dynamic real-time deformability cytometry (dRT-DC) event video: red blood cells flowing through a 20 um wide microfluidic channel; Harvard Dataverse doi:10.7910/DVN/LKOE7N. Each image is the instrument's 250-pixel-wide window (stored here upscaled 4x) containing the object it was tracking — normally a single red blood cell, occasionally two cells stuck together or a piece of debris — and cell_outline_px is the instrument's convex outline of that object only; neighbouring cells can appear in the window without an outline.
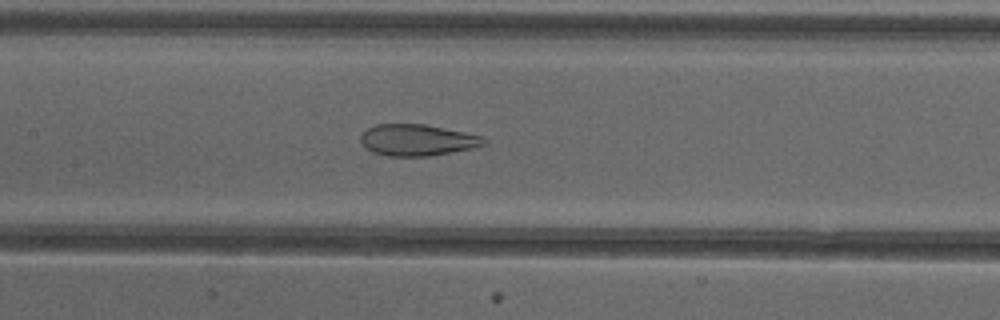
{"species": "common noctule bat (a hibernating species)", "species_latin": "Nyctalus noctula", "temperature_condition": "cold", "stored_images_in_passage": 51, "camera_frame_rate_fps": 3000, "um_per_image_px": 0.085, "animal": {"sex": "female"}, "frame": {"image": 1, "passage_image": 24, "time_ms": 7.667, "image_size_px": [1000, 320], "cell_outline_px": [[488, 140], [484, 144], [472, 148], [428, 156], [388, 156], [372, 152], [360, 140], [360, 136], [368, 128], [376, 124], [424, 124], [484, 136]], "centroid_in_image_um": [35.48, 11.9], "position_along_channel_um": 171.9, "area_um2": 22.37}}
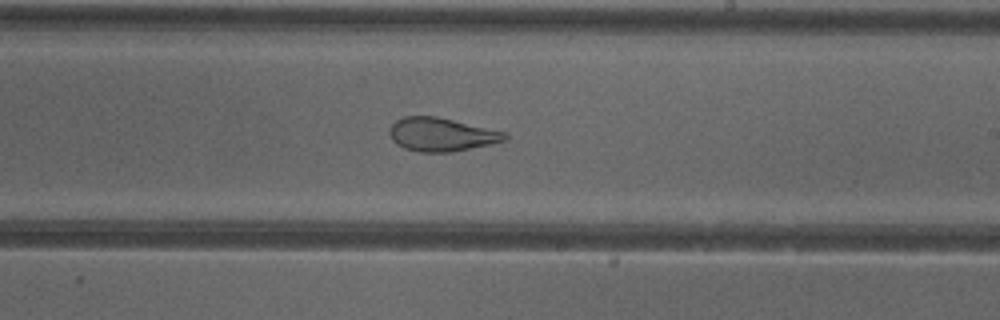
{"frame": {"image": 2, "passage_image": 30, "time_ms": 9.667, "image_size_px": [1000, 320], "cell_outline_px": [[508, 140], [448, 152], [420, 152], [404, 148], [396, 144], [392, 140], [388, 132], [388, 128], [396, 120], [404, 116], [436, 116], [508, 132]], "centroid_in_image_um": [37.5, 11.42], "position_along_channel_um": 251.5, "area_um2": 22.54}}
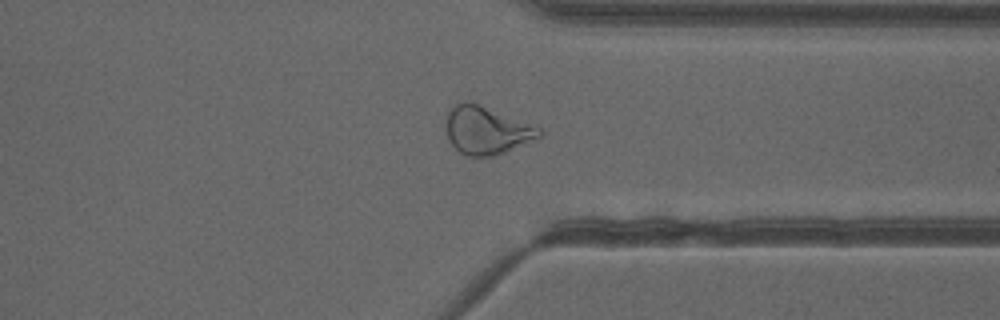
{"frame": {"image": 3, "passage_image": 39, "time_ms": 12.667, "image_size_px": [1000, 320], "cell_outline_px": [[544, 132], [540, 136], [504, 152], [492, 156], [468, 156], [460, 152], [448, 140], [444, 124], [444, 120], [448, 108], [464, 100], [468, 100], [536, 124]], "centroid_in_image_um": [41.32, 11.03], "position_along_channel_um": 370.1, "area_um2": 26.47}, "authors_computed_cell_mechanics": {"area_um2": 29.0734, "velocity_mm_per_s": 3.9934, "shape_relaxation_time_tau1_ms": null, "shape_relaxation_time_tau2_ms": 1.4979, "deformation_change_tau1": null, "deformation_change_tau2": 0.0958}}